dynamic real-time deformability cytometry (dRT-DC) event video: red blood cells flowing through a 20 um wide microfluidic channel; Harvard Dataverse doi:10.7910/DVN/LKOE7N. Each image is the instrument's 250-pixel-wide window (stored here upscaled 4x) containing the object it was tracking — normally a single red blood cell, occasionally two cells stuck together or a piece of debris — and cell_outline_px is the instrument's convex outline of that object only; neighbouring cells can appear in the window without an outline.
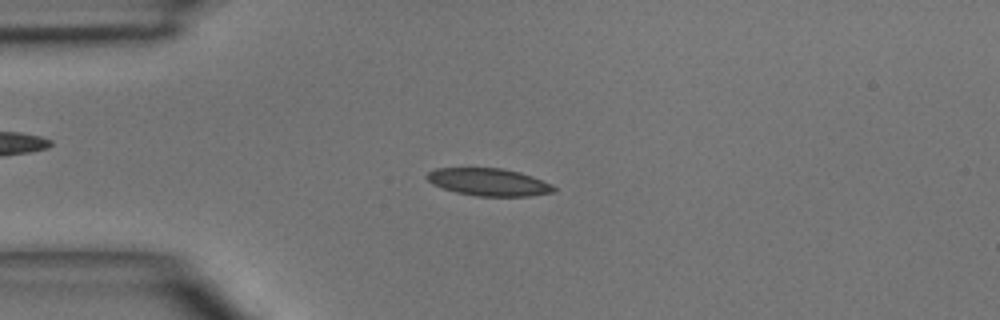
{"species": "common noctule bat (a hibernating species)", "species_latin": "Nyctalus noctula", "temperature_condition": "room temperature", "stored_images_in_passage": 3, "camera_frame_rate_fps": 3000, "um_per_image_px": 0.085, "animal": {"sex": "male", "body_mass_g": 15.6}, "frame": {"image": 1, "passage_image": 3, "time_ms": 2.333, "image_size_px": [1000, 320], "cell_outline_px": [[556, 192], [532, 196], [476, 196], [456, 192], [432, 184], [424, 176], [428, 172], [436, 168], [500, 168], [520, 172], [532, 176], [552, 184], [556, 188]], "centroid_in_image_um": [41.56, 15.48], "position_along_channel_um": 43.4, "area_um2": 20.4}}